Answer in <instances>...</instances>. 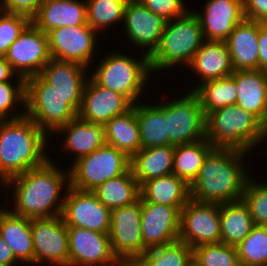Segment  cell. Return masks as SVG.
Segmentation results:
<instances>
[{
	"label": "cell",
	"mask_w": 267,
	"mask_h": 266,
	"mask_svg": "<svg viewBox=\"0 0 267 266\" xmlns=\"http://www.w3.org/2000/svg\"><path fill=\"white\" fill-rule=\"evenodd\" d=\"M55 133L57 135L64 133L66 139L63 149L75 153L73 163L106 144L104 126L86 122L79 117L60 127Z\"/></svg>",
	"instance_id": "484cf974"
},
{
	"label": "cell",
	"mask_w": 267,
	"mask_h": 266,
	"mask_svg": "<svg viewBox=\"0 0 267 266\" xmlns=\"http://www.w3.org/2000/svg\"><path fill=\"white\" fill-rule=\"evenodd\" d=\"M0 235L12 248L18 262L34 264L31 219L15 215L1 206Z\"/></svg>",
	"instance_id": "4316f807"
},
{
	"label": "cell",
	"mask_w": 267,
	"mask_h": 266,
	"mask_svg": "<svg viewBox=\"0 0 267 266\" xmlns=\"http://www.w3.org/2000/svg\"><path fill=\"white\" fill-rule=\"evenodd\" d=\"M189 67L201 78L193 91L204 82L225 78L234 72L226 41L205 40Z\"/></svg>",
	"instance_id": "cb8c5ba5"
},
{
	"label": "cell",
	"mask_w": 267,
	"mask_h": 266,
	"mask_svg": "<svg viewBox=\"0 0 267 266\" xmlns=\"http://www.w3.org/2000/svg\"><path fill=\"white\" fill-rule=\"evenodd\" d=\"M128 0H86L87 24L100 32L124 20Z\"/></svg>",
	"instance_id": "8d00e7d4"
},
{
	"label": "cell",
	"mask_w": 267,
	"mask_h": 266,
	"mask_svg": "<svg viewBox=\"0 0 267 266\" xmlns=\"http://www.w3.org/2000/svg\"><path fill=\"white\" fill-rule=\"evenodd\" d=\"M104 128L106 144L124 152L129 158L141 150L140 131L134 106L125 114L108 121Z\"/></svg>",
	"instance_id": "4dcf8cb0"
},
{
	"label": "cell",
	"mask_w": 267,
	"mask_h": 266,
	"mask_svg": "<svg viewBox=\"0 0 267 266\" xmlns=\"http://www.w3.org/2000/svg\"><path fill=\"white\" fill-rule=\"evenodd\" d=\"M142 200L111 210L109 238L114 255L124 265L148 250L144 247L141 233Z\"/></svg>",
	"instance_id": "9c48e42d"
},
{
	"label": "cell",
	"mask_w": 267,
	"mask_h": 266,
	"mask_svg": "<svg viewBox=\"0 0 267 266\" xmlns=\"http://www.w3.org/2000/svg\"><path fill=\"white\" fill-rule=\"evenodd\" d=\"M16 75L5 57H0V83L11 81Z\"/></svg>",
	"instance_id": "c3c4849f"
},
{
	"label": "cell",
	"mask_w": 267,
	"mask_h": 266,
	"mask_svg": "<svg viewBox=\"0 0 267 266\" xmlns=\"http://www.w3.org/2000/svg\"><path fill=\"white\" fill-rule=\"evenodd\" d=\"M87 67L72 61L51 58L40 75L79 112L87 82Z\"/></svg>",
	"instance_id": "44dd1931"
},
{
	"label": "cell",
	"mask_w": 267,
	"mask_h": 266,
	"mask_svg": "<svg viewBox=\"0 0 267 266\" xmlns=\"http://www.w3.org/2000/svg\"><path fill=\"white\" fill-rule=\"evenodd\" d=\"M175 146L148 147L130 158V169L141 186L145 181L173 174Z\"/></svg>",
	"instance_id": "f1b7e54d"
},
{
	"label": "cell",
	"mask_w": 267,
	"mask_h": 266,
	"mask_svg": "<svg viewBox=\"0 0 267 266\" xmlns=\"http://www.w3.org/2000/svg\"><path fill=\"white\" fill-rule=\"evenodd\" d=\"M182 208L142 202L141 233L147 250L179 240Z\"/></svg>",
	"instance_id": "ac0fdd59"
},
{
	"label": "cell",
	"mask_w": 267,
	"mask_h": 266,
	"mask_svg": "<svg viewBox=\"0 0 267 266\" xmlns=\"http://www.w3.org/2000/svg\"><path fill=\"white\" fill-rule=\"evenodd\" d=\"M243 10L246 19L267 22V0H243Z\"/></svg>",
	"instance_id": "f6af8a7d"
},
{
	"label": "cell",
	"mask_w": 267,
	"mask_h": 266,
	"mask_svg": "<svg viewBox=\"0 0 267 266\" xmlns=\"http://www.w3.org/2000/svg\"><path fill=\"white\" fill-rule=\"evenodd\" d=\"M31 233L34 264L69 266L68 227L62 216L32 219Z\"/></svg>",
	"instance_id": "5bb4252c"
},
{
	"label": "cell",
	"mask_w": 267,
	"mask_h": 266,
	"mask_svg": "<svg viewBox=\"0 0 267 266\" xmlns=\"http://www.w3.org/2000/svg\"><path fill=\"white\" fill-rule=\"evenodd\" d=\"M50 158L45 164L9 178L3 185L11 189L13 214L28 219L61 216L64 197L61 191L69 188V170L57 167ZM64 187V188H63ZM63 197V198H61Z\"/></svg>",
	"instance_id": "6da1fadb"
},
{
	"label": "cell",
	"mask_w": 267,
	"mask_h": 266,
	"mask_svg": "<svg viewBox=\"0 0 267 266\" xmlns=\"http://www.w3.org/2000/svg\"><path fill=\"white\" fill-rule=\"evenodd\" d=\"M123 24L127 39L135 47L145 48L144 54L150 57L159 46L166 20L151 12L139 0H128Z\"/></svg>",
	"instance_id": "d6986e66"
},
{
	"label": "cell",
	"mask_w": 267,
	"mask_h": 266,
	"mask_svg": "<svg viewBox=\"0 0 267 266\" xmlns=\"http://www.w3.org/2000/svg\"><path fill=\"white\" fill-rule=\"evenodd\" d=\"M213 148L206 138L193 143L175 145L173 174L191 185L198 177L205 158Z\"/></svg>",
	"instance_id": "836d02e7"
},
{
	"label": "cell",
	"mask_w": 267,
	"mask_h": 266,
	"mask_svg": "<svg viewBox=\"0 0 267 266\" xmlns=\"http://www.w3.org/2000/svg\"><path fill=\"white\" fill-rule=\"evenodd\" d=\"M5 59L24 79L40 74L51 59L48 35L31 22L9 46Z\"/></svg>",
	"instance_id": "4fadbf2b"
},
{
	"label": "cell",
	"mask_w": 267,
	"mask_h": 266,
	"mask_svg": "<svg viewBox=\"0 0 267 266\" xmlns=\"http://www.w3.org/2000/svg\"><path fill=\"white\" fill-rule=\"evenodd\" d=\"M111 51L106 54L90 77L100 86L125 95L133 104L138 102L145 83L149 80V56L138 59Z\"/></svg>",
	"instance_id": "8992f818"
},
{
	"label": "cell",
	"mask_w": 267,
	"mask_h": 266,
	"mask_svg": "<svg viewBox=\"0 0 267 266\" xmlns=\"http://www.w3.org/2000/svg\"><path fill=\"white\" fill-rule=\"evenodd\" d=\"M204 41L200 21L194 11L188 10L174 21H166L159 46L149 57L151 72L163 71L180 63L188 68Z\"/></svg>",
	"instance_id": "5b68a950"
},
{
	"label": "cell",
	"mask_w": 267,
	"mask_h": 266,
	"mask_svg": "<svg viewBox=\"0 0 267 266\" xmlns=\"http://www.w3.org/2000/svg\"><path fill=\"white\" fill-rule=\"evenodd\" d=\"M16 78V85L12 81L0 83V120H14L26 115V79L19 75ZM17 105L24 106L22 113L12 110Z\"/></svg>",
	"instance_id": "f35d334b"
},
{
	"label": "cell",
	"mask_w": 267,
	"mask_h": 266,
	"mask_svg": "<svg viewBox=\"0 0 267 266\" xmlns=\"http://www.w3.org/2000/svg\"><path fill=\"white\" fill-rule=\"evenodd\" d=\"M205 138L213 147L249 152L267 140V127L251 112L228 105L205 116Z\"/></svg>",
	"instance_id": "277c9868"
},
{
	"label": "cell",
	"mask_w": 267,
	"mask_h": 266,
	"mask_svg": "<svg viewBox=\"0 0 267 266\" xmlns=\"http://www.w3.org/2000/svg\"><path fill=\"white\" fill-rule=\"evenodd\" d=\"M259 69L267 72V22H259Z\"/></svg>",
	"instance_id": "bcb514c9"
},
{
	"label": "cell",
	"mask_w": 267,
	"mask_h": 266,
	"mask_svg": "<svg viewBox=\"0 0 267 266\" xmlns=\"http://www.w3.org/2000/svg\"><path fill=\"white\" fill-rule=\"evenodd\" d=\"M17 261L12 248L0 235V266H14L20 263Z\"/></svg>",
	"instance_id": "7dc6e473"
},
{
	"label": "cell",
	"mask_w": 267,
	"mask_h": 266,
	"mask_svg": "<svg viewBox=\"0 0 267 266\" xmlns=\"http://www.w3.org/2000/svg\"><path fill=\"white\" fill-rule=\"evenodd\" d=\"M179 241L192 249L221 242L220 204L190 199L180 211Z\"/></svg>",
	"instance_id": "8fae6325"
},
{
	"label": "cell",
	"mask_w": 267,
	"mask_h": 266,
	"mask_svg": "<svg viewBox=\"0 0 267 266\" xmlns=\"http://www.w3.org/2000/svg\"><path fill=\"white\" fill-rule=\"evenodd\" d=\"M253 180L250 175L241 199L247 205L254 224L267 226V183Z\"/></svg>",
	"instance_id": "60d3db41"
},
{
	"label": "cell",
	"mask_w": 267,
	"mask_h": 266,
	"mask_svg": "<svg viewBox=\"0 0 267 266\" xmlns=\"http://www.w3.org/2000/svg\"><path fill=\"white\" fill-rule=\"evenodd\" d=\"M69 169L70 186L92 191L111 178L130 169V158L115 147L105 144L72 164Z\"/></svg>",
	"instance_id": "ba28073f"
},
{
	"label": "cell",
	"mask_w": 267,
	"mask_h": 266,
	"mask_svg": "<svg viewBox=\"0 0 267 266\" xmlns=\"http://www.w3.org/2000/svg\"><path fill=\"white\" fill-rule=\"evenodd\" d=\"M221 242L236 246L255 226L242 199L220 204Z\"/></svg>",
	"instance_id": "1f68e13d"
},
{
	"label": "cell",
	"mask_w": 267,
	"mask_h": 266,
	"mask_svg": "<svg viewBox=\"0 0 267 266\" xmlns=\"http://www.w3.org/2000/svg\"><path fill=\"white\" fill-rule=\"evenodd\" d=\"M69 266H124L114 255L109 234L68 227Z\"/></svg>",
	"instance_id": "9a60e30c"
},
{
	"label": "cell",
	"mask_w": 267,
	"mask_h": 266,
	"mask_svg": "<svg viewBox=\"0 0 267 266\" xmlns=\"http://www.w3.org/2000/svg\"><path fill=\"white\" fill-rule=\"evenodd\" d=\"M96 30L89 25L60 27L47 33L51 58L89 67L97 42Z\"/></svg>",
	"instance_id": "2e32d148"
},
{
	"label": "cell",
	"mask_w": 267,
	"mask_h": 266,
	"mask_svg": "<svg viewBox=\"0 0 267 266\" xmlns=\"http://www.w3.org/2000/svg\"><path fill=\"white\" fill-rule=\"evenodd\" d=\"M194 92L200 100L204 116L218 108L236 105L238 96L236 82L231 76L204 82Z\"/></svg>",
	"instance_id": "e575fe53"
},
{
	"label": "cell",
	"mask_w": 267,
	"mask_h": 266,
	"mask_svg": "<svg viewBox=\"0 0 267 266\" xmlns=\"http://www.w3.org/2000/svg\"><path fill=\"white\" fill-rule=\"evenodd\" d=\"M45 0L31 22L42 32L87 24L86 1Z\"/></svg>",
	"instance_id": "603a6c76"
},
{
	"label": "cell",
	"mask_w": 267,
	"mask_h": 266,
	"mask_svg": "<svg viewBox=\"0 0 267 266\" xmlns=\"http://www.w3.org/2000/svg\"><path fill=\"white\" fill-rule=\"evenodd\" d=\"M231 77L238 91L236 105L254 114L267 127V72L236 70Z\"/></svg>",
	"instance_id": "7402d4cb"
},
{
	"label": "cell",
	"mask_w": 267,
	"mask_h": 266,
	"mask_svg": "<svg viewBox=\"0 0 267 266\" xmlns=\"http://www.w3.org/2000/svg\"><path fill=\"white\" fill-rule=\"evenodd\" d=\"M92 192L110 211L134 204L140 199V185L131 169L98 185Z\"/></svg>",
	"instance_id": "d6a6232c"
},
{
	"label": "cell",
	"mask_w": 267,
	"mask_h": 266,
	"mask_svg": "<svg viewBox=\"0 0 267 266\" xmlns=\"http://www.w3.org/2000/svg\"><path fill=\"white\" fill-rule=\"evenodd\" d=\"M62 218L67 227H78L109 234L111 211L92 191H83L71 186L64 189Z\"/></svg>",
	"instance_id": "7c38bea8"
},
{
	"label": "cell",
	"mask_w": 267,
	"mask_h": 266,
	"mask_svg": "<svg viewBox=\"0 0 267 266\" xmlns=\"http://www.w3.org/2000/svg\"><path fill=\"white\" fill-rule=\"evenodd\" d=\"M246 154L240 149L214 147L190 185L191 199L219 204L240 200L250 177L242 162Z\"/></svg>",
	"instance_id": "7a4b0ae2"
},
{
	"label": "cell",
	"mask_w": 267,
	"mask_h": 266,
	"mask_svg": "<svg viewBox=\"0 0 267 266\" xmlns=\"http://www.w3.org/2000/svg\"><path fill=\"white\" fill-rule=\"evenodd\" d=\"M133 106L125 95L104 88L88 77L78 117L86 122L104 126L114 117L128 112Z\"/></svg>",
	"instance_id": "e0dca14e"
},
{
	"label": "cell",
	"mask_w": 267,
	"mask_h": 266,
	"mask_svg": "<svg viewBox=\"0 0 267 266\" xmlns=\"http://www.w3.org/2000/svg\"><path fill=\"white\" fill-rule=\"evenodd\" d=\"M189 266H199L196 262L192 261Z\"/></svg>",
	"instance_id": "681fc988"
},
{
	"label": "cell",
	"mask_w": 267,
	"mask_h": 266,
	"mask_svg": "<svg viewBox=\"0 0 267 266\" xmlns=\"http://www.w3.org/2000/svg\"><path fill=\"white\" fill-rule=\"evenodd\" d=\"M30 23L25 15L0 11V57H5L9 46Z\"/></svg>",
	"instance_id": "b9f144b4"
},
{
	"label": "cell",
	"mask_w": 267,
	"mask_h": 266,
	"mask_svg": "<svg viewBox=\"0 0 267 266\" xmlns=\"http://www.w3.org/2000/svg\"><path fill=\"white\" fill-rule=\"evenodd\" d=\"M48 138L26 115L14 120H0V185L45 164L50 159L46 153Z\"/></svg>",
	"instance_id": "3957f363"
},
{
	"label": "cell",
	"mask_w": 267,
	"mask_h": 266,
	"mask_svg": "<svg viewBox=\"0 0 267 266\" xmlns=\"http://www.w3.org/2000/svg\"><path fill=\"white\" fill-rule=\"evenodd\" d=\"M157 103L154 105H145L140 102L134 104L140 131L141 149L169 145L165 103Z\"/></svg>",
	"instance_id": "f546056e"
},
{
	"label": "cell",
	"mask_w": 267,
	"mask_h": 266,
	"mask_svg": "<svg viewBox=\"0 0 267 266\" xmlns=\"http://www.w3.org/2000/svg\"><path fill=\"white\" fill-rule=\"evenodd\" d=\"M146 8L166 21L183 16L188 8L184 0H139ZM184 1V2H183Z\"/></svg>",
	"instance_id": "7bdbcfd3"
},
{
	"label": "cell",
	"mask_w": 267,
	"mask_h": 266,
	"mask_svg": "<svg viewBox=\"0 0 267 266\" xmlns=\"http://www.w3.org/2000/svg\"><path fill=\"white\" fill-rule=\"evenodd\" d=\"M199 266H240L236 246L222 242L202 244L192 249Z\"/></svg>",
	"instance_id": "ab89813d"
},
{
	"label": "cell",
	"mask_w": 267,
	"mask_h": 266,
	"mask_svg": "<svg viewBox=\"0 0 267 266\" xmlns=\"http://www.w3.org/2000/svg\"><path fill=\"white\" fill-rule=\"evenodd\" d=\"M165 118L169 145L205 139V116L200 100L192 89L183 97L165 102Z\"/></svg>",
	"instance_id": "30bf717a"
},
{
	"label": "cell",
	"mask_w": 267,
	"mask_h": 266,
	"mask_svg": "<svg viewBox=\"0 0 267 266\" xmlns=\"http://www.w3.org/2000/svg\"><path fill=\"white\" fill-rule=\"evenodd\" d=\"M26 116L48 136L78 117V112L65 101L40 74L26 79Z\"/></svg>",
	"instance_id": "52a82bcc"
},
{
	"label": "cell",
	"mask_w": 267,
	"mask_h": 266,
	"mask_svg": "<svg viewBox=\"0 0 267 266\" xmlns=\"http://www.w3.org/2000/svg\"><path fill=\"white\" fill-rule=\"evenodd\" d=\"M203 11H194L200 21L204 40L226 41L245 19L243 0H207Z\"/></svg>",
	"instance_id": "ffe728a7"
},
{
	"label": "cell",
	"mask_w": 267,
	"mask_h": 266,
	"mask_svg": "<svg viewBox=\"0 0 267 266\" xmlns=\"http://www.w3.org/2000/svg\"><path fill=\"white\" fill-rule=\"evenodd\" d=\"M45 0H0V11L22 14L32 19Z\"/></svg>",
	"instance_id": "ee69618b"
},
{
	"label": "cell",
	"mask_w": 267,
	"mask_h": 266,
	"mask_svg": "<svg viewBox=\"0 0 267 266\" xmlns=\"http://www.w3.org/2000/svg\"><path fill=\"white\" fill-rule=\"evenodd\" d=\"M259 21L244 19L226 40L231 64L236 70L259 69Z\"/></svg>",
	"instance_id": "d4e9b609"
},
{
	"label": "cell",
	"mask_w": 267,
	"mask_h": 266,
	"mask_svg": "<svg viewBox=\"0 0 267 266\" xmlns=\"http://www.w3.org/2000/svg\"><path fill=\"white\" fill-rule=\"evenodd\" d=\"M142 202L183 207L190 199V185L175 174L145 181L140 186Z\"/></svg>",
	"instance_id": "83f0119b"
},
{
	"label": "cell",
	"mask_w": 267,
	"mask_h": 266,
	"mask_svg": "<svg viewBox=\"0 0 267 266\" xmlns=\"http://www.w3.org/2000/svg\"><path fill=\"white\" fill-rule=\"evenodd\" d=\"M236 249L240 266H267V226L255 225Z\"/></svg>",
	"instance_id": "74e56055"
},
{
	"label": "cell",
	"mask_w": 267,
	"mask_h": 266,
	"mask_svg": "<svg viewBox=\"0 0 267 266\" xmlns=\"http://www.w3.org/2000/svg\"><path fill=\"white\" fill-rule=\"evenodd\" d=\"M193 251L186 243L176 241L148 250L135 258L128 266H189Z\"/></svg>",
	"instance_id": "d590c367"
}]
</instances>
